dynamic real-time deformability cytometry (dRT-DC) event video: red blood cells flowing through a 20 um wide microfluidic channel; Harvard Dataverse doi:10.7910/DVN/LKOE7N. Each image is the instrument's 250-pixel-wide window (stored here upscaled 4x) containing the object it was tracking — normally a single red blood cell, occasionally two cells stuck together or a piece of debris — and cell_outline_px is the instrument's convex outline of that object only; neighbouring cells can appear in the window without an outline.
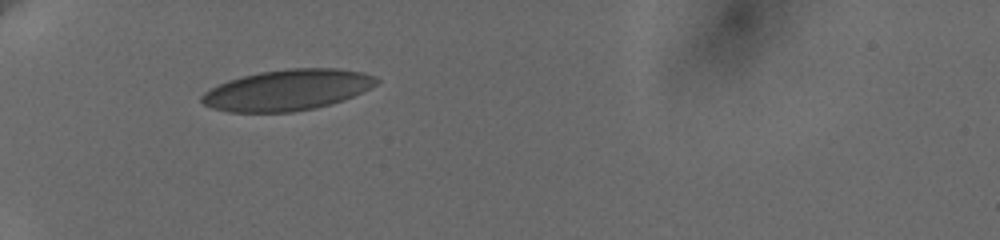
{"species": "human", "species_latin": "Homo sapiens", "temperature_condition": "cold", "stored_images_in_passage": 39, "camera_frame_rate_fps": 3000, "um_per_image_px": 0.085, "donor": {"sex": "female"}, "frame": {"image": 1, "passage_image": 1, "time_ms": 0.0, "image_size_px": [1000, 240], "cell_outline_px": [[380, 80], [376, 84], [344, 100], [332, 104], [316, 108], [292, 112], [228, 112], [212, 108], [204, 104], [200, 100], [200, 96], [204, 92], [228, 80], [260, 72], [288, 68], [336, 68], [364, 72], [376, 76]], "centroid_in_image_um": [24.43, 7.65], "position_along_channel_um": 60.6, "area_um2": 41.62}}
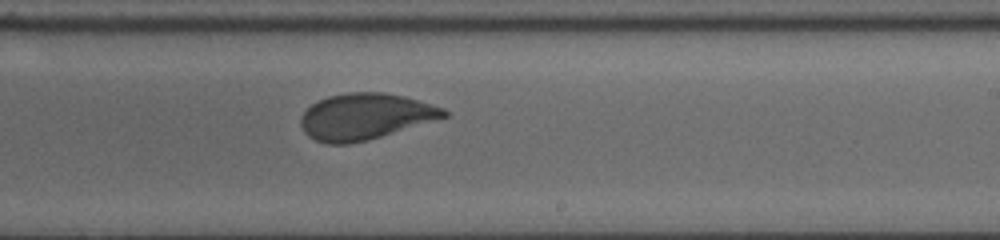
{"frame": {"image": 2, "passage_image": 19, "time_ms": 6.0, "image_size_px": [1000, 240], "cell_outline_px": [[448, 116], [380, 136], [348, 144], [324, 144], [308, 136], [304, 132], [300, 124], [300, 116], [312, 104], [328, 96], [348, 92], [384, 92], [404, 96], [444, 108], [448, 112]], "centroid_in_image_um": [31.0, 9.89], "position_along_channel_um": 258.0, "area_um2": 38.15}}
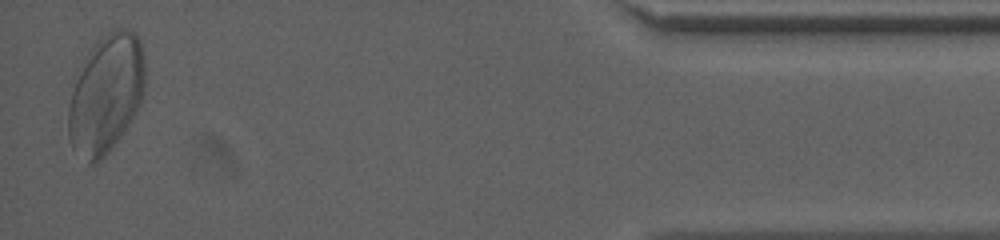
{"frame": {"image": 3, "passage_image": 38, "time_ms": 12.333, "image_size_px": [1000, 240], "cell_outline_px": [[144, 92], [136, 112], [112, 148], [96, 164], [88, 164], [72, 148], [68, 140], [68, 108], [72, 92], [84, 56], [96, 40], [104, 32], [112, 28], [124, 28], [136, 32], [140, 40], [144, 60]], "centroid_in_image_um": [9.0, 7.95], "position_along_channel_um": 426.2, "area_um2": 53.35}, "authors_computed_cell_mechanics": {"area_um2": 40.1132, "velocity_mm_per_s": 3.6104, "shape_relaxation_time_tau1_ms": 3.9971, "shape_relaxation_time_tau2_ms": null, "deformation_change_tau1": 0.129, "deformation_change_tau2": null}}